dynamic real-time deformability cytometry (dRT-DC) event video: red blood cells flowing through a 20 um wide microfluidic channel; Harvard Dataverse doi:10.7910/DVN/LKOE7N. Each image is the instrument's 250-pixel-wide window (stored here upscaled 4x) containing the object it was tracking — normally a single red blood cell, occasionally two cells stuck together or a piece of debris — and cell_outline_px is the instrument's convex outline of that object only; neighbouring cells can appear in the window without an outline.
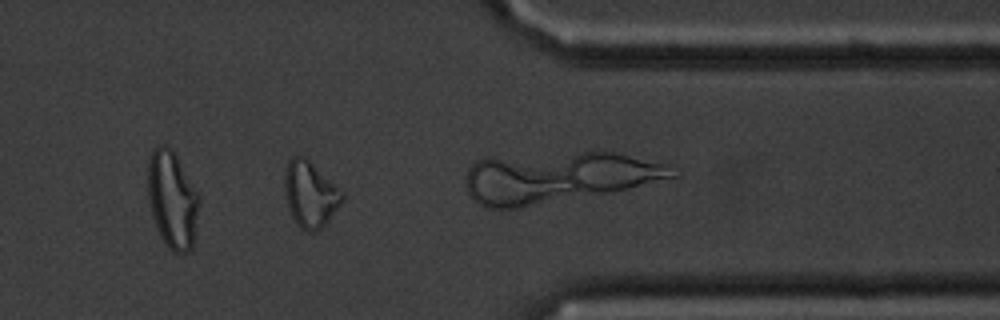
{"species": "common noctule bat (a hibernating species)", "species_latin": "Nyctalus noctula", "temperature_condition": "cold", "stored_images_in_passage": 43, "camera_frame_rate_fps": 3000, "um_per_image_px": 0.085, "animal": {"sex": "male", "body_mass_g": 20.1, "forearm_length_mm": 53.5}, "frame": {"image": 1, "passage_image": 31, "time_ms": 10.0, "image_size_px": [1000, 320], "cell_outline_px": [[344, 200], [328, 220], [316, 232], [308, 232], [300, 228], [296, 224], [288, 208], [284, 192], [284, 176], [288, 160], [292, 156], [304, 156], [344, 192]], "centroid_in_image_um": [26.35, 16.51], "position_along_channel_um": 385.0, "area_um2": 22.14}, "authors_computed_cell_mechanics": {"area_um2": 16.6464, "velocity_mm_per_s": 3.3594, "shape_relaxation_time_tau1_ms": null, "shape_relaxation_time_tau2_ms": 7.684, "deformation_change_tau1": null, "deformation_change_tau2": 0.2076}}